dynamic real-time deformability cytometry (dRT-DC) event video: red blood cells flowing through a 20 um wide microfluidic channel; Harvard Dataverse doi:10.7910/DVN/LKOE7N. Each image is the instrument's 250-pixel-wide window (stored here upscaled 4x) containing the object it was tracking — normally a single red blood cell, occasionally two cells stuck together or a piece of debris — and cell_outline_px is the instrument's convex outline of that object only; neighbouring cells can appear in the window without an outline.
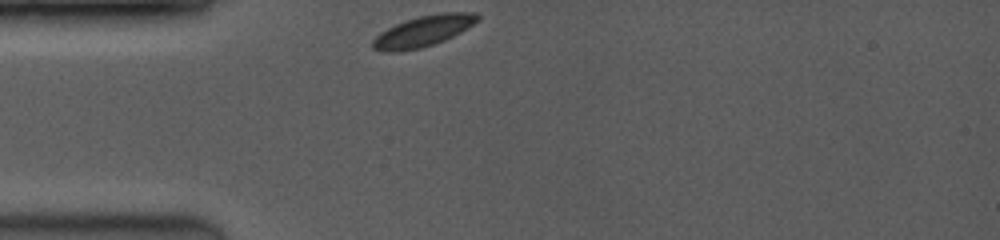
{"species": "common noctule bat (a hibernating species)", "species_latin": "Nyctalus noctula", "temperature_condition": "room temperature", "stored_images_in_passage": 2, "camera_frame_rate_fps": 3500, "um_per_image_px": 0.085, "animal": {"sex": "female", "body_mass_g": 19.0, "forearm_length_mm": 53.3}, "frame": {"image": 1, "passage_image": 1, "time_ms": 0.0, "image_size_px": [1000, 240], "cell_outline_px": [[480, 20], [460, 32], [444, 40], [420, 48], [396, 52], [380, 52], [372, 48], [372, 40], [380, 32], [396, 24], [420, 16], [440, 12], [476, 12], [480, 16]], "centroid_in_image_um": [35.97, 2.64], "position_along_channel_um": 49.0, "area_um2": 18.79}}